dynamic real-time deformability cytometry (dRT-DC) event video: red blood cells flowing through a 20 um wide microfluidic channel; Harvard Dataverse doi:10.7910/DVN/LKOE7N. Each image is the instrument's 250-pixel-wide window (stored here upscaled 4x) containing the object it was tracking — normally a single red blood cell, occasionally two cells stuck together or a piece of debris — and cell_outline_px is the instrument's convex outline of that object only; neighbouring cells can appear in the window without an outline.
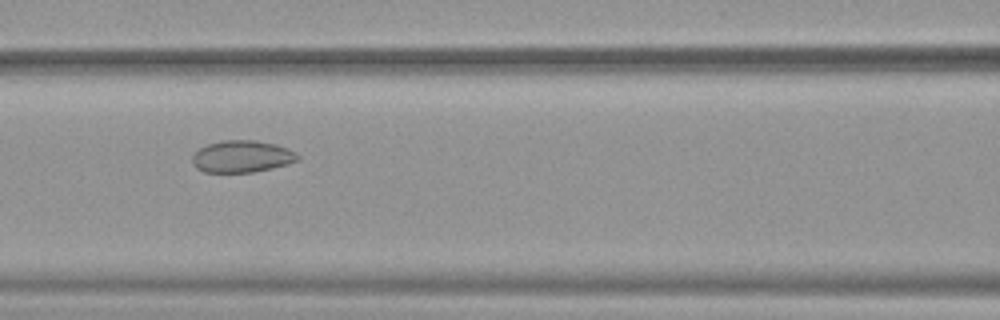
{"species": "common noctule bat (a hibernating species)", "species_latin": "Nyctalus noctula", "temperature_condition": "warm", "stored_images_in_passage": 44, "camera_frame_rate_fps": 3000, "um_per_image_px": 0.085, "animal": {"sex": "female", "body_mass_g": 19.9}, "frame": {"image": 1, "passage_image": 15, "time_ms": 4.667, "image_size_px": [1000, 320], "cell_outline_px": [[300, 160], [288, 164], [272, 168], [252, 172], [204, 172], [196, 168], [192, 164], [192, 156], [200, 148], [208, 144], [220, 140], [256, 140], [276, 144], [288, 148], [296, 152], [300, 156]], "centroid_in_image_um": [20.59, 13.29], "position_along_channel_um": 146.0, "area_um2": 19.83}}
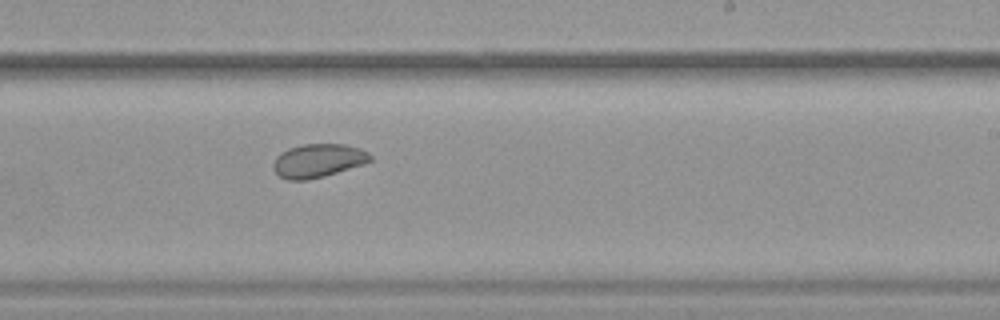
{"frame": {"image": 2, "passage_image": 24, "time_ms": 7.667, "image_size_px": [1000, 320], "cell_outline_px": [[372, 160], [364, 164], [324, 176], [308, 180], [288, 180], [280, 176], [272, 168], [272, 164], [276, 156], [280, 152], [288, 148], [304, 144], [344, 144], [360, 148], [368, 152], [372, 156]], "centroid_in_image_um": [27.02, 13.65], "position_along_channel_um": 262.0, "area_um2": 19.07}}
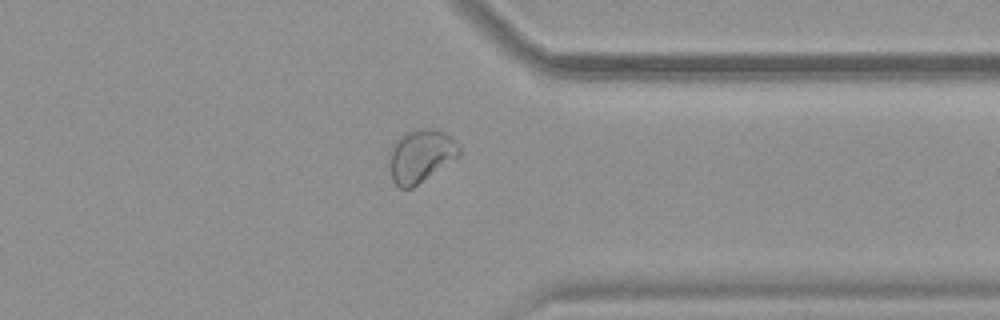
{"frame": {"image": 3, "passage_image": 33, "time_ms": 10.667, "image_size_px": [1000, 320], "cell_outline_px": [[460, 156], [412, 188], [400, 188], [392, 180], [392, 148], [400, 136], [408, 132], [424, 128], [428, 128], [444, 132], [460, 144]], "centroid_in_image_um": [35.84, 13.25], "position_along_channel_um": 375.6, "area_um2": 20.92}}